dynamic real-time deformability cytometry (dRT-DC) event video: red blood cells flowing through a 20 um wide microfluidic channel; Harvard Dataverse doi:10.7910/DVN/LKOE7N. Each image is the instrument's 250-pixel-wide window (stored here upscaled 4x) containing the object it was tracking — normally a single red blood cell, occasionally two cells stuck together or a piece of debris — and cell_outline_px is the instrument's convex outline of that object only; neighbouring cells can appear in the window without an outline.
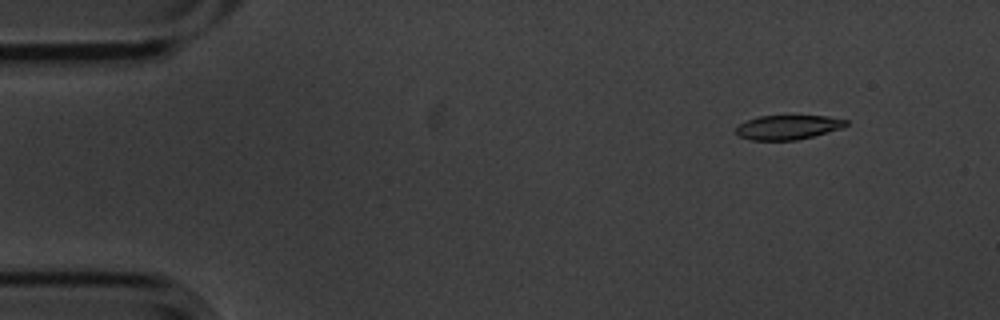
{"species": "common noctule bat (a hibernating species)", "species_latin": "Nyctalus noctula", "temperature_condition": "cold", "stored_images_in_passage": 5, "camera_frame_rate_fps": 3000, "um_per_image_px": 0.085, "animal": {"sex": "male", "body_mass_g": 20.1, "forearm_length_mm": 53.5}, "frame": {"image": 1, "passage_image": 2, "time_ms": 0.333, "image_size_px": [1000, 320], "cell_outline_px": [[848, 124], [840, 128], [812, 136], [796, 140], [752, 140], [740, 136], [732, 132], [740, 124], [748, 120], [760, 116], [828, 116], [848, 120]], "centroid_in_image_um": [66.94, 10.82], "position_along_channel_um": 18.1, "area_um2": 15.43}}
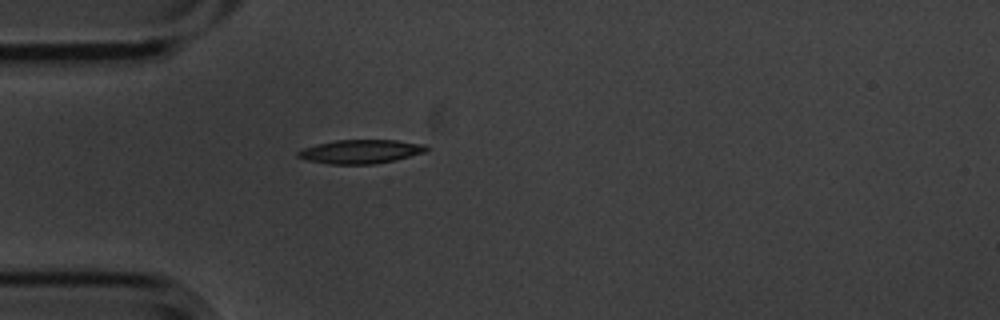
{"frame": {"image": 2, "passage_image": 5, "time_ms": 1.333, "image_size_px": [1000, 320], "cell_outline_px": [[428, 148], [424, 152], [396, 160], [372, 164], [328, 164], [304, 160], [296, 156], [296, 152], [304, 148], [316, 144], [336, 140], [396, 140], [424, 144]], "centroid_in_image_um": [30.6, 12.89], "position_along_channel_um": 54.4, "area_um2": 17.86}}